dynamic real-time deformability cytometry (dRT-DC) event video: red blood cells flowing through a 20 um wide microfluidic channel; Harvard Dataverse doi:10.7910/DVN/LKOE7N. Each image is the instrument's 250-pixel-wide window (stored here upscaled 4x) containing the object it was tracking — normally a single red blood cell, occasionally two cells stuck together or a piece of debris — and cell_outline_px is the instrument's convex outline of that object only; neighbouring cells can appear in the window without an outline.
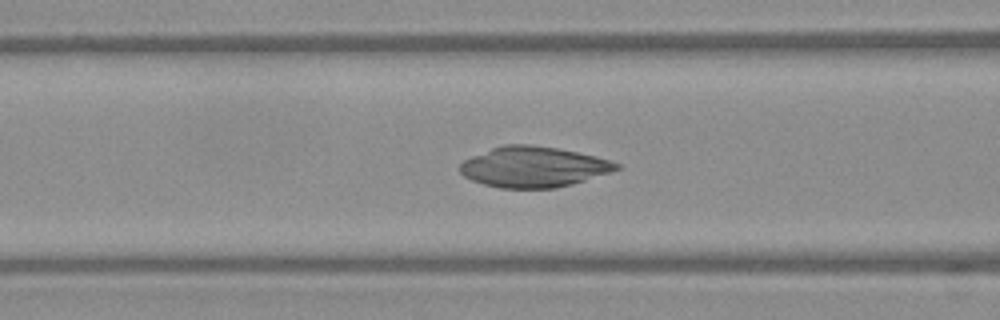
{"species": "Egyptian fruit bat (a non-hibernating species)", "species_latin": "Rousettus aegyptiacus", "temperature_condition": "warm", "stored_images_in_passage": 45, "camera_frame_rate_fps": 3000, "um_per_image_px": 0.085, "frame": {"image": 1, "passage_image": 21, "time_ms": 6.667, "image_size_px": [1000, 320], "cell_outline_px": [[624, 168], [572, 184], [556, 188], [500, 188], [484, 184], [472, 180], [464, 176], [460, 172], [460, 164], [464, 160], [472, 156], [492, 148], [504, 144], [528, 144], [556, 148], [596, 156], [620, 164]], "centroid_in_image_um": [45.36, 14.19], "position_along_channel_um": 121.2, "area_um2": 36.88}}
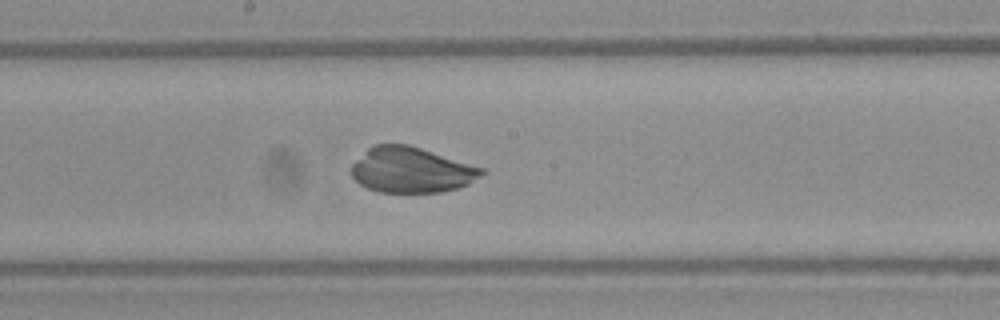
{"frame": {"image": 2, "passage_image": 28, "time_ms": 9.0, "image_size_px": [1000, 320], "cell_outline_px": [[488, 172], [468, 184], [456, 188], [440, 192], [380, 192], [368, 188], [360, 184], [352, 176], [348, 168], [368, 148], [376, 144], [408, 144], [484, 168]], "centroid_in_image_um": [34.96, 14.45], "position_along_channel_um": 213.2, "area_um2": 34.51}}
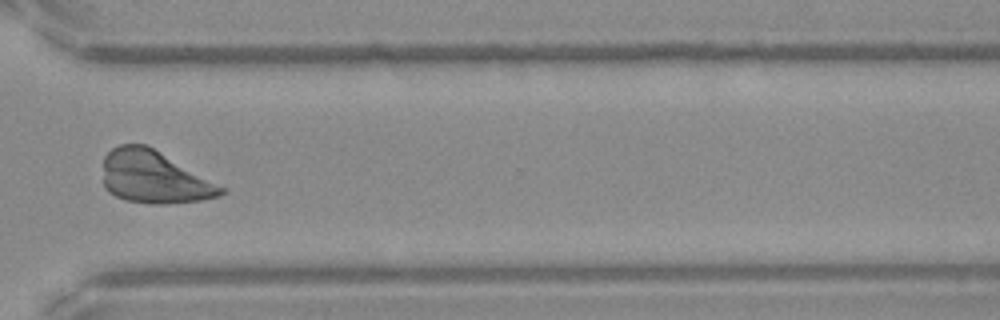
{"frame": {"image": 3, "passage_image": 39, "time_ms": 12.667, "image_size_px": [1000, 320], "cell_outline_px": [[228, 192], [220, 196], [204, 200], [164, 204], [156, 204], [124, 200], [108, 192], [104, 188], [104, 156], [112, 148], [120, 144], [144, 144], [152, 148], [224, 188]], "centroid_in_image_um": [13.06, 15.08], "position_along_channel_um": 357.5, "area_um2": 35.6}}